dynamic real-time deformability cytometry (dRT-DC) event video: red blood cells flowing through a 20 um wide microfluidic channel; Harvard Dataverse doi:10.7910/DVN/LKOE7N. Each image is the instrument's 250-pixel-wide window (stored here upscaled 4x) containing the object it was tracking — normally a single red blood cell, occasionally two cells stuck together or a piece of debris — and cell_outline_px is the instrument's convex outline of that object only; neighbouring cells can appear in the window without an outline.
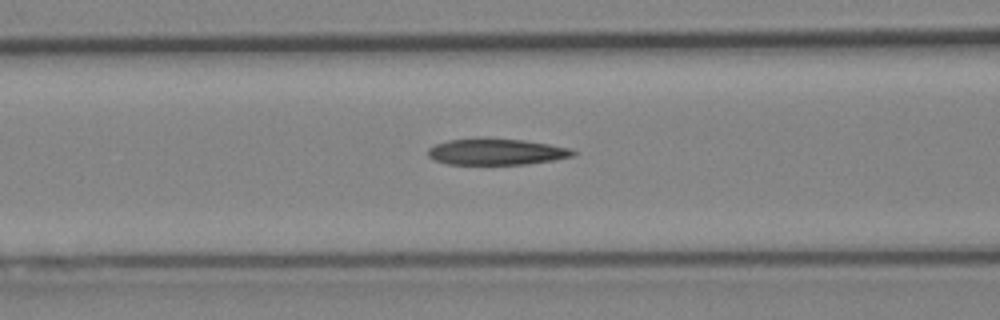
{"species": "Egyptian fruit bat (a non-hibernating species)", "species_latin": "Rousettus aegyptiacus", "temperature_condition": "cold", "stored_images_in_passage": 36, "camera_frame_rate_fps": 3000, "um_per_image_px": 0.085, "animal": {"sex": "female"}, "frame": {"image": 1, "passage_image": 17, "time_ms": 5.333, "image_size_px": [1000, 320], "cell_outline_px": [[576, 152], [572, 156], [556, 160], [528, 164], [448, 164], [436, 160], [428, 156], [428, 148], [436, 144], [448, 140], [524, 140], [572, 148]], "centroid_in_image_um": [42.24, 12.93], "position_along_channel_um": 124.4, "area_um2": 21.56}}
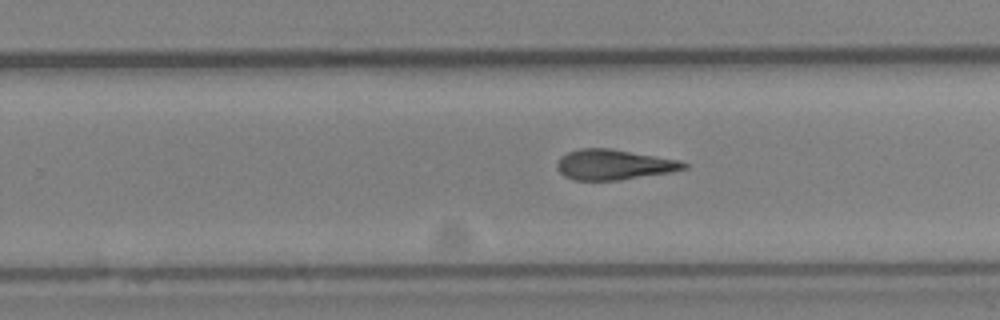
{"frame": {"image": 2, "passage_image": 28, "time_ms": 9.0, "image_size_px": [1000, 320], "cell_outline_px": [[688, 168], [672, 172], [620, 180], [572, 180], [564, 176], [556, 168], [556, 164], [560, 156], [568, 152], [580, 148], [608, 148], [680, 160], [688, 164]], "centroid_in_image_um": [52.16, 14.0], "position_along_channel_um": 277.6, "area_um2": 22.48}}
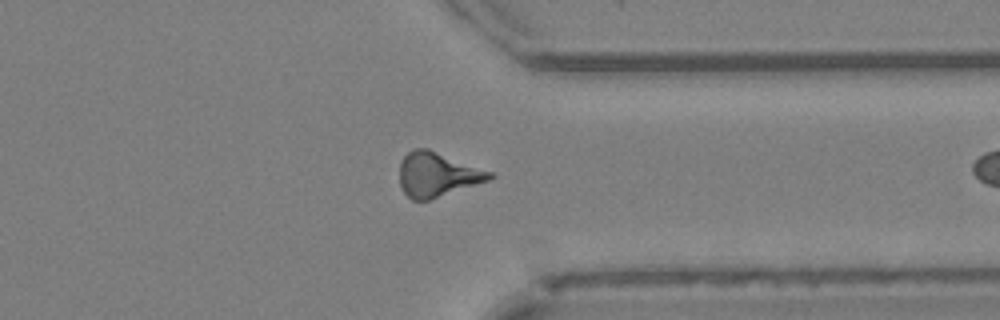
{"frame": {"image": 3, "passage_image": 35, "time_ms": 11.333, "image_size_px": [1000, 320], "cell_outline_px": [[496, 176], [488, 180], [428, 200], [412, 200], [404, 192], [400, 184], [400, 160], [412, 148], [428, 148], [492, 172]], "centroid_in_image_um": [37.14, 14.81], "position_along_channel_um": 374.3, "area_um2": 23.06}}